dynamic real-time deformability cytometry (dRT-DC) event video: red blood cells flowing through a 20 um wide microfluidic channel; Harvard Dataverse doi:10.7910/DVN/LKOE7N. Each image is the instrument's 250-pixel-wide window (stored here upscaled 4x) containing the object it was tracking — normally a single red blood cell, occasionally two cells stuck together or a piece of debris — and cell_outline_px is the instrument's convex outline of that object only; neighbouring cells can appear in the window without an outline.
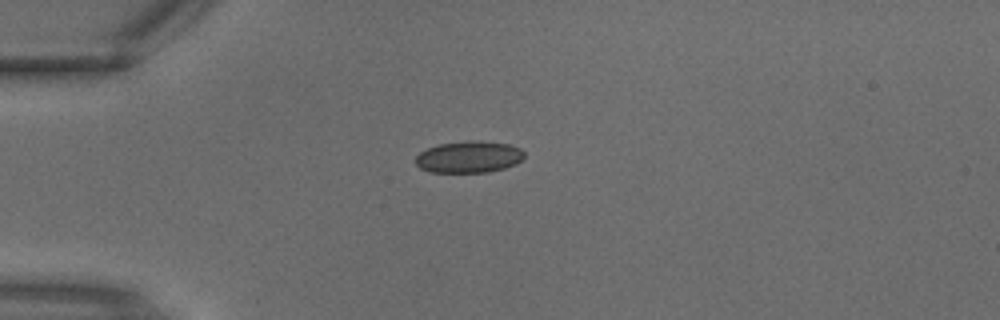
{"species": "common noctule bat (a hibernating species)", "species_latin": "Nyctalus noctula", "temperature_condition": "warm", "stored_images_in_passage": 1, "camera_frame_rate_fps": 3000, "um_per_image_px": 0.085, "animal": {"sex": "male", "body_mass_g": 18.8}, "frame": {"image": 1, "passage_image": 1, "time_ms": 0.0, "image_size_px": [1000, 320], "cell_outline_px": [[524, 156], [516, 164], [504, 168], [488, 172], [432, 172], [420, 168], [416, 164], [416, 156], [420, 152], [428, 148], [440, 144], [468, 140], [476, 140], [508, 144], [520, 148], [524, 152]], "centroid_in_image_um": [39.86, 13.33], "position_along_channel_um": 45.1, "area_um2": 20.0}}